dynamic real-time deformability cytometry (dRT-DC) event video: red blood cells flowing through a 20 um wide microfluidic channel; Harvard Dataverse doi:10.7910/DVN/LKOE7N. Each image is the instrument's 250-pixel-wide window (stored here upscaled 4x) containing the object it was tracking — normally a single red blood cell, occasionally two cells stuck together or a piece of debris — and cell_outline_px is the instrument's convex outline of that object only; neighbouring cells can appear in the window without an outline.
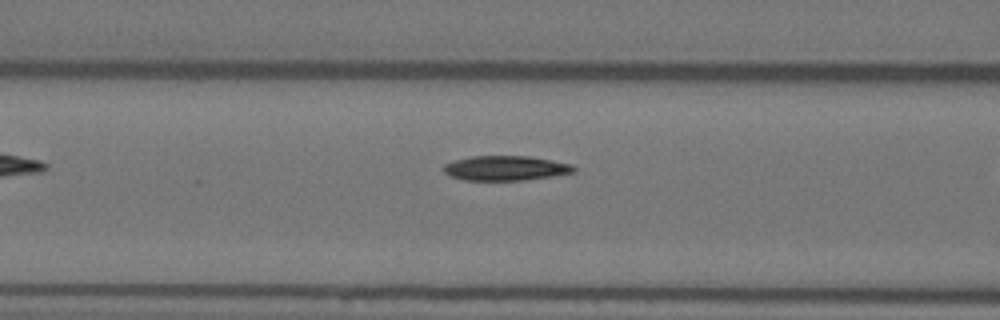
{"species": "Egyptian fruit bat (a non-hibernating species)", "species_latin": "Rousettus aegyptiacus", "temperature_condition": "warm", "stored_images_in_passage": 7, "camera_frame_rate_fps": 3000, "um_per_image_px": 0.085, "animal": {"sex": "female"}, "frame": {"image": 1, "passage_image": 6, "time_ms": 1.667, "image_size_px": [1000, 320], "cell_outline_px": [[576, 172], [552, 176], [524, 180], [464, 180], [448, 176], [440, 168], [444, 164], [456, 160], [472, 156], [528, 156], [572, 164], [576, 168]], "centroid_in_image_um": [42.94, 14.3], "position_along_channel_um": 123.7, "area_um2": 18.84}}